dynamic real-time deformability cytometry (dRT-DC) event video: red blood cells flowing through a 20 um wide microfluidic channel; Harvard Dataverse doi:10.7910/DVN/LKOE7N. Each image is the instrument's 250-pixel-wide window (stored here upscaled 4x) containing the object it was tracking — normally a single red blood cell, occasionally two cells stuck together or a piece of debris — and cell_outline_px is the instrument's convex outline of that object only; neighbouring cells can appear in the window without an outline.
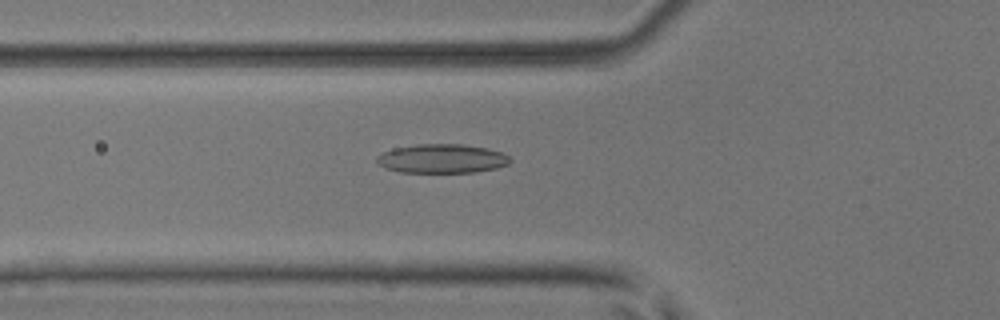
{"species": "common noctule bat (a hibernating species)", "species_latin": "Nyctalus noctula", "temperature_condition": "room temperature", "stored_images_in_passage": 40, "camera_frame_rate_fps": 3000, "um_per_image_px": 0.085, "animal": {"sex": "male", "body_mass_g": 17.9, "forearm_length_mm": 54.2}, "frame": {"image": 1, "passage_image": 8, "time_ms": 2.333, "image_size_px": [1000, 320], "cell_outline_px": [[512, 160], [508, 164], [496, 168], [476, 172], [400, 172], [388, 168], [380, 164], [376, 160], [376, 156], [384, 152], [396, 148], [416, 144], [464, 144], [488, 148], [504, 152]], "centroid_in_image_um": [37.63, 13.47], "position_along_channel_um": 88.2, "area_um2": 22.48}}
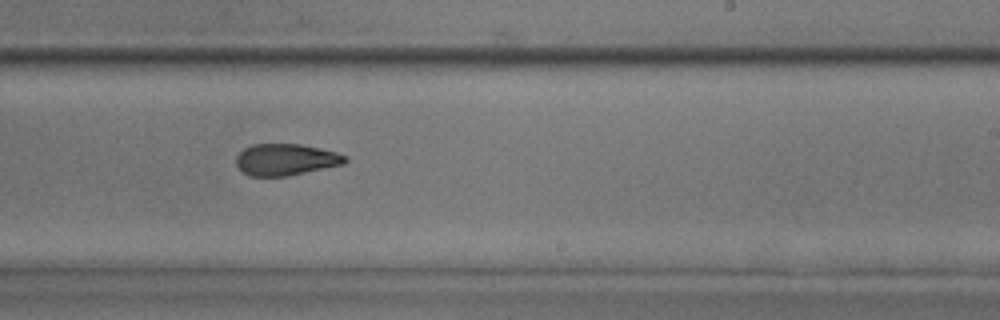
{"frame": {"image": 2, "passage_image": 21, "time_ms": 6.667, "image_size_px": [1000, 320], "cell_outline_px": [[348, 160], [344, 164], [288, 176], [248, 176], [236, 164], [236, 156], [244, 148], [252, 144], [300, 144], [320, 148], [336, 152], [348, 156]], "centroid_in_image_um": [24.31, 13.56], "position_along_channel_um": 264.7, "area_um2": 20.11}}
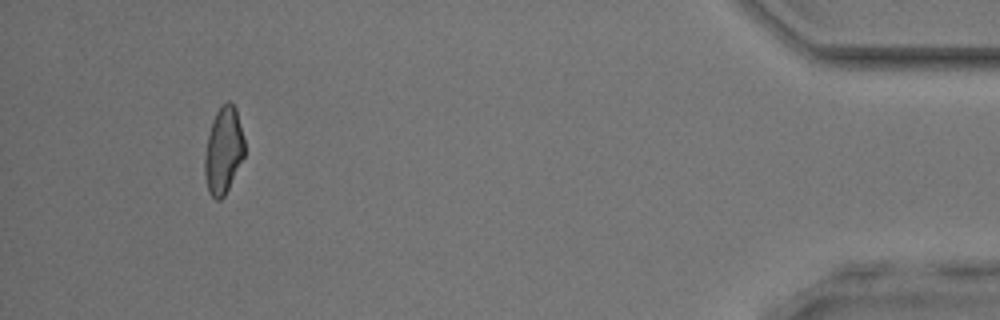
{"frame": {"image": 3, "passage_image": 37, "time_ms": 12.0, "image_size_px": [1000, 320], "cell_outline_px": [[244, 156], [224, 196], [220, 200], [216, 200], [208, 192], [204, 176], [204, 156], [208, 136], [216, 112], [220, 104], [228, 100], [236, 108], [244, 140]], "centroid_in_image_um": [18.98, 12.79], "position_along_channel_um": 416.2, "area_um2": 20.0}, "authors_computed_cell_mechanics": {"area_um2": 20.6057, "velocity_mm_per_s": 4.076, "shape_relaxation_time_tau1_ms": 6.5484, "shape_relaxation_time_tau2_ms": 2.7668, "deformation_change_tau1": 0.1762, "deformation_change_tau2": 0.1112}}